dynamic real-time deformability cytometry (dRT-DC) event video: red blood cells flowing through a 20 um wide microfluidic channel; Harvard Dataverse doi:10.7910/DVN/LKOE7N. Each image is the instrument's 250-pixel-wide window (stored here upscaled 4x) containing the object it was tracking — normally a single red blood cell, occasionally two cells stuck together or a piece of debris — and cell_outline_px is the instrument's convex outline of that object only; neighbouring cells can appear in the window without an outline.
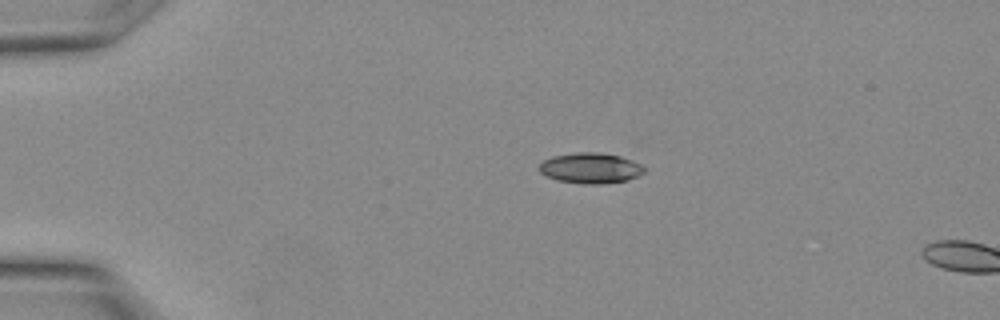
{"species": "Egyptian fruit bat (a non-hibernating species)", "species_latin": "Rousettus aegyptiacus", "temperature_condition": "warm", "stored_images_in_passage": 3, "camera_frame_rate_fps": 3000, "um_per_image_px": 0.085, "animal": {"sex": "female"}, "frame": {"image": 1, "passage_image": 1, "time_ms": 0.0, "image_size_px": [1000, 320], "cell_outline_px": [[648, 168], [644, 172], [628, 180], [600, 184], [580, 184], [556, 180], [540, 172], [536, 168], [544, 160], [552, 156], [576, 152], [596, 152], [620, 156], [632, 160]], "centroid_in_image_um": [50.18, 14.29], "position_along_channel_um": 34.8, "area_um2": 18.84}}